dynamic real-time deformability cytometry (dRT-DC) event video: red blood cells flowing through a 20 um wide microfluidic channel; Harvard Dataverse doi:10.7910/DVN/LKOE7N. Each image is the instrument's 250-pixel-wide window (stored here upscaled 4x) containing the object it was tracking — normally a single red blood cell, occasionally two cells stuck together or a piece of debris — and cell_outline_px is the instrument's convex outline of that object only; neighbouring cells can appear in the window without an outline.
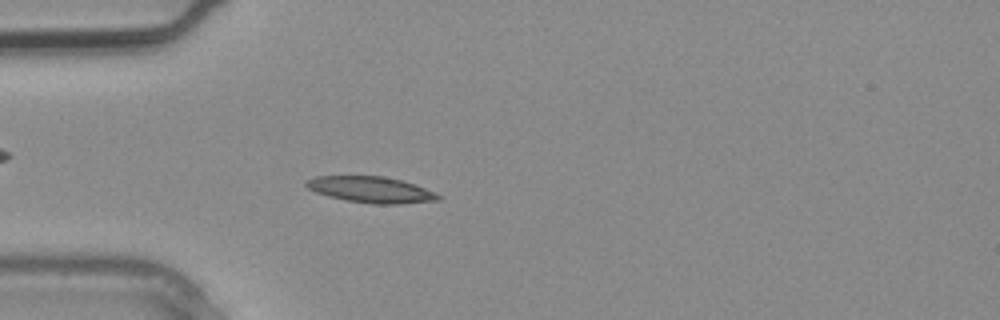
{"species": "common noctule bat (a hibernating species)", "species_latin": "Nyctalus noctula", "temperature_condition": "warm", "stored_images_in_passage": 3, "camera_frame_rate_fps": 3000, "um_per_image_px": 0.085, "animal": {"sex": "male", "body_mass_g": 20.4}, "frame": {"image": 1, "passage_image": 3, "time_ms": 0.667, "image_size_px": [1000, 320], "cell_outline_px": [[440, 200], [396, 204], [372, 204], [348, 200], [328, 196], [316, 192], [308, 188], [304, 184], [308, 180], [316, 176], [384, 176], [400, 180], [424, 188], [440, 196]], "centroid_in_image_um": [31.5, 16.12], "position_along_channel_um": 53.5, "area_um2": 19.71}}